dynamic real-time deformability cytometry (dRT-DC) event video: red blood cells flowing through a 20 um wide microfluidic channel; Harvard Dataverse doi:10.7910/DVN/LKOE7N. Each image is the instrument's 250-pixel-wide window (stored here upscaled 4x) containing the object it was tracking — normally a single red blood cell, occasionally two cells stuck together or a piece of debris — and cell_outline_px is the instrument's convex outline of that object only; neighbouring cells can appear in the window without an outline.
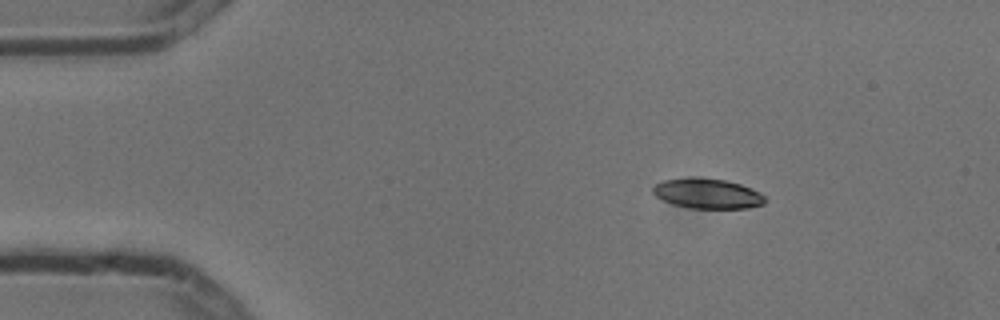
{"species": "common noctule bat (a hibernating species)", "species_latin": "Nyctalus noctula", "temperature_condition": "cold", "stored_images_in_passage": 3, "camera_frame_rate_fps": 3000, "um_per_image_px": 0.085, "animal": {"sex": "male", "body_mass_g": 13.3}, "frame": {"image": 1, "passage_image": 1, "time_ms": 0.0, "image_size_px": [1000, 320], "cell_outline_px": [[764, 204], [748, 208], [688, 208], [672, 204], [656, 196], [652, 192], [652, 188], [656, 184], [664, 180], [728, 180], [752, 188], [760, 192], [764, 196]], "centroid_in_image_um": [60.18, 16.5], "position_along_channel_um": 24.8, "area_um2": 18.9}}